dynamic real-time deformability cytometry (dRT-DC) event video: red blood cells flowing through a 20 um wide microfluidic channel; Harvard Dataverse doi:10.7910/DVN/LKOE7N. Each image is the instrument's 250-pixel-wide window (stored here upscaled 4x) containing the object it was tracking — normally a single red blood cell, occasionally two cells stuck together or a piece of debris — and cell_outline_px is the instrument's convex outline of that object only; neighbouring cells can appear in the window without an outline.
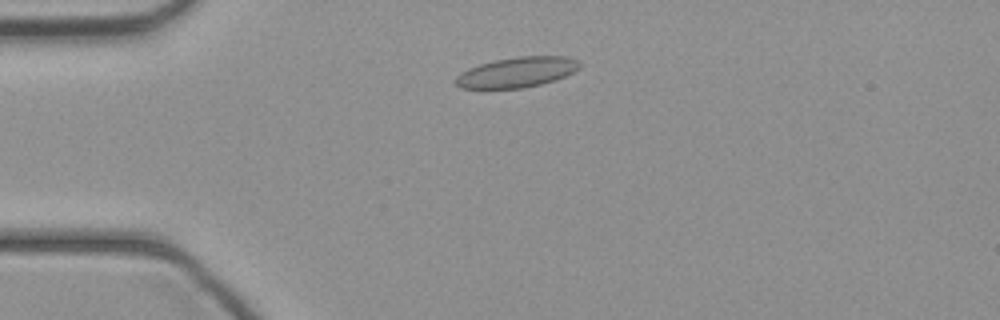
{"species": "common noctule bat (a hibernating species)", "species_latin": "Nyctalus noctula", "temperature_condition": "cold", "stored_images_in_passage": 40, "camera_frame_rate_fps": 3000, "um_per_image_px": 0.085, "animal": {"sex": "female", "body_mass_g": 21.9}, "frame": {"image": 1, "passage_image": 6, "time_ms": 1.667, "image_size_px": [1000, 320], "cell_outline_px": [[580, 68], [556, 80], [524, 88], [460, 88], [456, 84], [456, 76], [460, 72], [468, 68], [480, 64], [496, 60], [520, 56], [568, 56], [580, 60]], "centroid_in_image_um": [43.96, 6.13], "position_along_channel_um": 41.0, "area_um2": 21.85}}
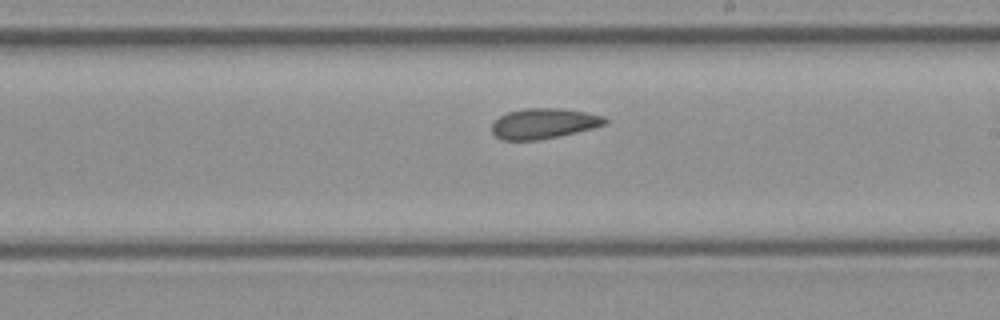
{"frame": {"image": 2, "passage_image": 21, "time_ms": 6.667, "image_size_px": [1000, 320], "cell_outline_px": [[608, 120], [604, 124], [592, 128], [560, 136], [540, 140], [500, 140], [492, 132], [492, 124], [500, 116], [508, 112], [524, 108], [560, 108], [588, 112], [604, 116]], "centroid_in_image_um": [46.21, 10.49], "position_along_channel_um": 242.8, "area_um2": 20.06}}
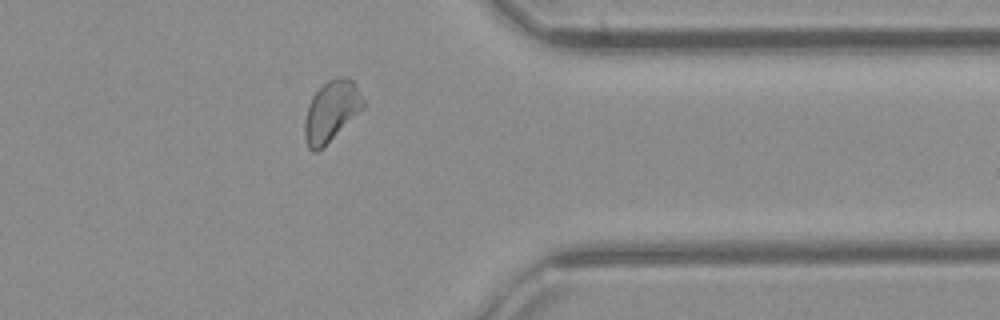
{"frame": {"image": 3, "passage_image": 31, "time_ms": 10.0, "image_size_px": [1000, 320], "cell_outline_px": [[364, 108], [360, 112], [316, 152], [312, 152], [308, 148], [304, 136], [304, 124], [308, 104], [312, 96], [328, 80], [336, 76], [344, 76], [352, 80], [364, 100]], "centroid_in_image_um": [28.14, 9.43], "position_along_channel_um": 383.3, "area_um2": 20.4}}